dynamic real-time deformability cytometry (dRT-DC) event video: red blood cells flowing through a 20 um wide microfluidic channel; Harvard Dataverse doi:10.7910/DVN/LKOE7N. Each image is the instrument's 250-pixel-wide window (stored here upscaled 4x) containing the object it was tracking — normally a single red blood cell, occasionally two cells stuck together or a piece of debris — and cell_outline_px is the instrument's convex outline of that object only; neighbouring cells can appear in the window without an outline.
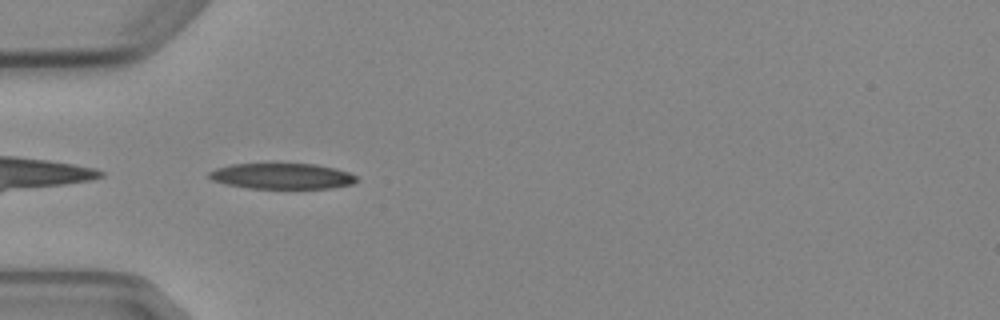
{"species": "Egyptian fruit bat (a non-hibernating species)", "species_latin": "Rousettus aegyptiacus", "temperature_condition": "cold", "stored_images_in_passage": 6, "camera_frame_rate_fps": 3000, "um_per_image_px": 0.085, "animal": {"sex": "female"}, "frame": {"image": 1, "passage_image": 5, "time_ms": 5.333, "image_size_px": [1000, 320], "cell_outline_px": [[360, 180], [352, 184], [332, 188], [248, 188], [224, 184], [212, 180], [208, 176], [208, 172], [216, 168], [232, 164], [316, 164], [336, 168], [348, 172], [356, 176]], "centroid_in_image_um": [23.98, 14.97], "position_along_channel_um": 61.0, "area_um2": 22.2}}
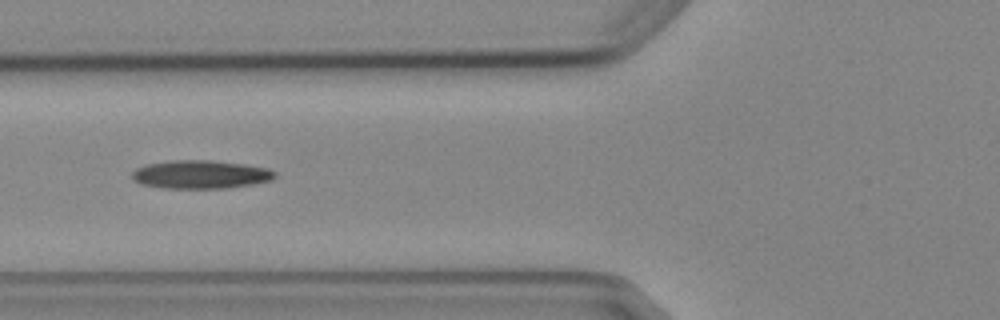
{"frame": {"image": 2, "passage_image": 6, "time_ms": 6.667, "image_size_px": [1000, 320], "cell_outline_px": [[276, 176], [272, 180], [252, 184], [228, 188], [164, 188], [140, 184], [132, 180], [132, 172], [136, 168], [144, 164], [172, 160], [212, 160], [244, 164], [268, 168], [276, 172]], "centroid_in_image_um": [17.03, 14.82], "position_along_channel_um": 108.8, "area_um2": 23.81}}